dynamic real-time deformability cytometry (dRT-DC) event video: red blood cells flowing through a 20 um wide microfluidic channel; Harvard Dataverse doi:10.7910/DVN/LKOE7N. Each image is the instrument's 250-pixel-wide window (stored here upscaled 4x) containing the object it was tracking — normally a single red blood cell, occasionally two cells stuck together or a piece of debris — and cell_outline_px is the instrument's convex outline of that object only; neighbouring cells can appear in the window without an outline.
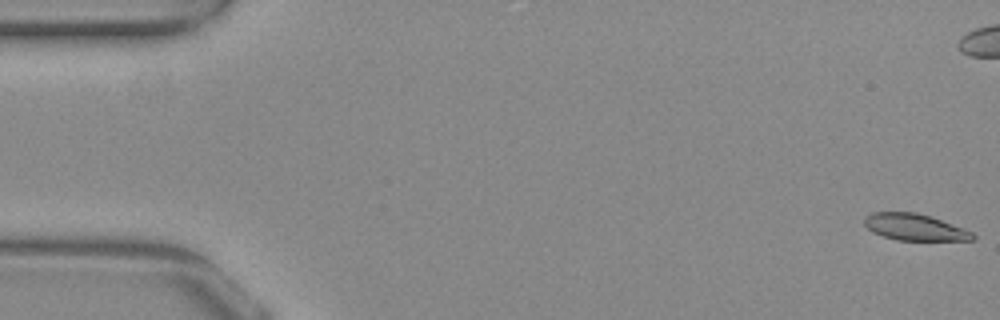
{"species": "common noctule bat (a hibernating species)", "species_latin": "Nyctalus noctula", "temperature_condition": "warm", "stored_images_in_passage": 54, "camera_frame_rate_fps": 3000, "um_per_image_px": 0.085, "animal": {"sex": "female", "body_mass_g": 29.2, "forearm_length_mm": 56.3}, "frame": {"image": 1, "passage_image": 1, "time_ms": 0.0, "image_size_px": [1000, 320], "cell_outline_px": [[976, 240], [896, 240], [872, 232], [864, 224], [864, 216], [872, 212], [916, 212], [932, 216], [964, 228], [972, 232], [976, 236]], "centroid_in_image_um": [77.76, 19.3], "position_along_channel_um": 7.2, "area_um2": 16.94}}
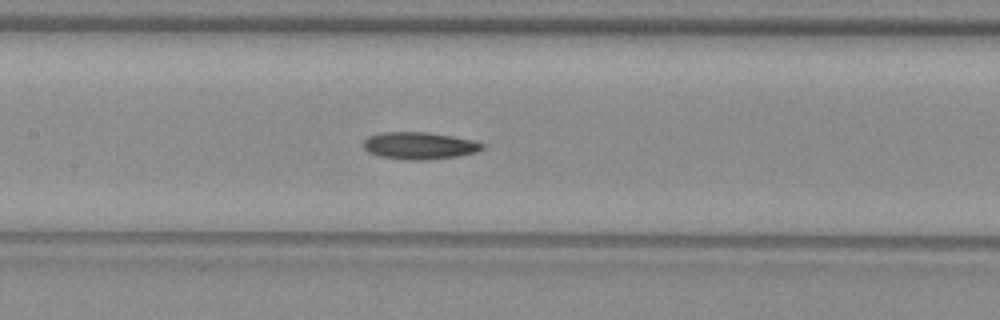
{"frame": {"image": 2, "passage_image": 25, "time_ms": 8.0, "image_size_px": [1000, 320], "cell_outline_px": [[484, 148], [476, 152], [460, 156], [428, 160], [400, 160], [380, 156], [368, 152], [364, 148], [364, 140], [368, 136], [380, 132], [428, 132], [452, 136], [472, 140], [484, 144]], "centroid_in_image_um": [35.64, 12.39], "position_along_channel_um": 171.8, "area_um2": 19.02}}
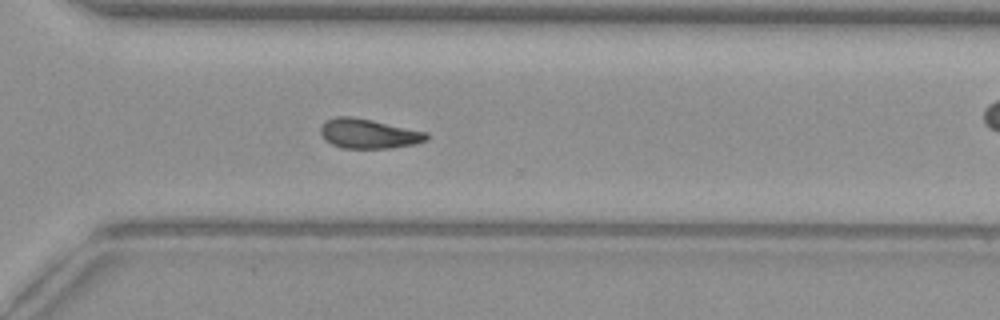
{"frame": {"image": 3, "passage_image": 38, "time_ms": 12.333, "image_size_px": [1000, 320], "cell_outline_px": [[428, 140], [416, 144], [392, 148], [344, 148], [332, 144], [324, 140], [320, 132], [320, 128], [324, 120], [336, 116], [352, 116], [372, 120], [428, 132]], "centroid_in_image_um": [31.32, 11.35], "position_along_channel_um": 339.3, "area_um2": 18.5}}